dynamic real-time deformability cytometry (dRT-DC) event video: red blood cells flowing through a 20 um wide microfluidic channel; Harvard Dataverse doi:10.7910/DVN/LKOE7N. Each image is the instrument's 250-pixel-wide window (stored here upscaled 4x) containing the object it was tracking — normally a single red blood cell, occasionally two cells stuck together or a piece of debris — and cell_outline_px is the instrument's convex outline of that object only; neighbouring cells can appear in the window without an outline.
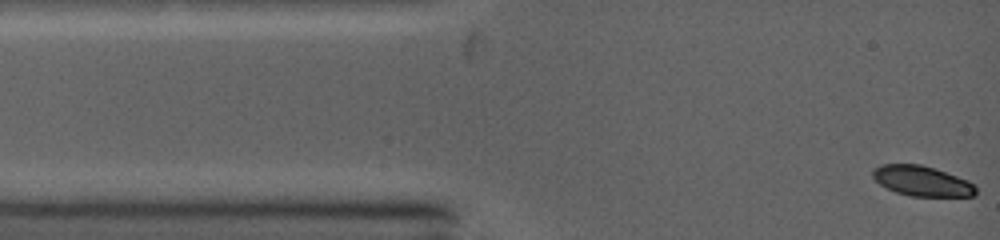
{"species": "common noctule bat (a hibernating species)", "species_latin": "Nyctalus noctula", "temperature_condition": "warm", "stored_images_in_passage": 54, "camera_frame_rate_fps": 5000, "um_per_image_px": 0.085, "animal": {"sex": "female", "body_mass_g": 19.0, "forearm_length_mm": 53.3}, "frame": {"image": 1, "passage_image": 1, "time_ms": 0.0, "image_size_px": [1000, 240], "cell_outline_px": [[976, 196], [912, 196], [896, 192], [880, 184], [872, 176], [872, 168], [880, 164], [920, 164], [936, 168], [968, 180], [976, 188]], "centroid_in_image_um": [78.36, 15.37], "position_along_channel_um": 6.6, "area_um2": 18.15}}
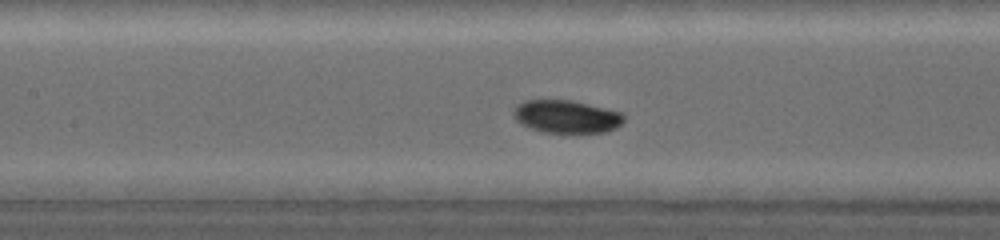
{"frame": {"image": 2, "passage_image": 22, "time_ms": 5.0, "image_size_px": [1000, 240], "cell_outline_px": [[624, 120], [616, 128], [604, 132], [544, 132], [528, 128], [520, 124], [516, 120], [512, 112], [516, 104], [524, 100], [572, 100], [620, 112], [624, 116]], "centroid_in_image_um": [48.09, 9.9], "position_along_channel_um": 159.3, "area_um2": 21.1}}
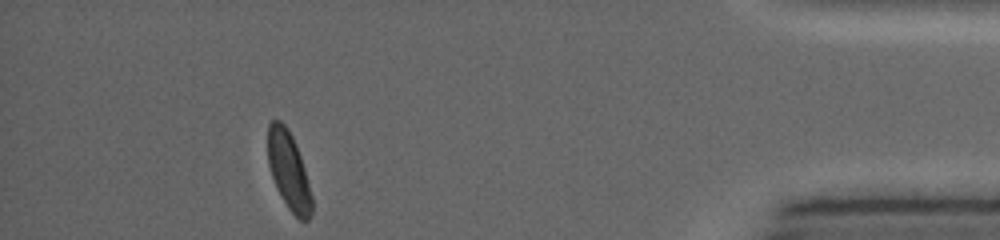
{"frame": {"image": 3, "passage_image": 54, "time_ms": 12.4, "image_size_px": [1000, 240], "cell_outline_px": [[312, 216], [308, 220], [300, 220], [288, 208], [276, 188], [268, 164], [268, 124], [272, 120], [280, 120], [288, 128], [296, 144], [304, 168], [312, 196]], "centroid_in_image_um": [24.54, 14.51], "position_along_channel_um": 410.7, "area_um2": 19.88}, "authors_computed_cell_mechanics": {"area_um2": 20.519, "velocity_mm_per_s": 4.2318, "shape_relaxation_time_tau1_ms": 7.4301, "shape_relaxation_time_tau2_ms": null, "deformation_change_tau1": 0.2637, "deformation_change_tau2": null}}